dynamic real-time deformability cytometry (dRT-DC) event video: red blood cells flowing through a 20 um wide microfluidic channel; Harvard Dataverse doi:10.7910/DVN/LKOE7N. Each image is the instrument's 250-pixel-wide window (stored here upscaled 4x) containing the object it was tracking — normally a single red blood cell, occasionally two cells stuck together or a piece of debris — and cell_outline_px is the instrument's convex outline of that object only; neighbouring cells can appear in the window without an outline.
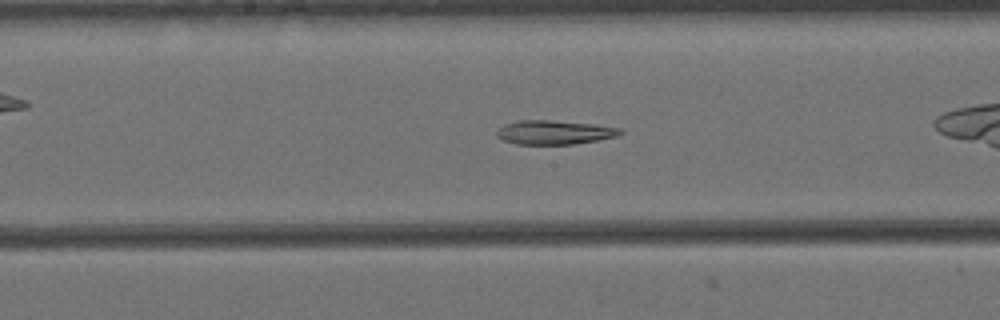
{"species": "Egyptian fruit bat (a non-hibernating species)", "species_latin": "Rousettus aegyptiacus", "temperature_condition": "cold", "stored_images_in_passage": 54, "camera_frame_rate_fps": 3000, "um_per_image_px": 0.085, "animal": {"sex": "female"}, "frame": {"image": 1, "passage_image": 24, "time_ms": 7.667, "image_size_px": [1000, 320], "cell_outline_px": [[624, 132], [620, 136], [576, 144], [516, 144], [504, 140], [496, 136], [496, 132], [504, 124], [516, 120], [548, 120], [596, 124], [620, 128]], "centroid_in_image_um": [47.15, 11.25], "position_along_channel_um": 201.0, "area_um2": 17.46}}
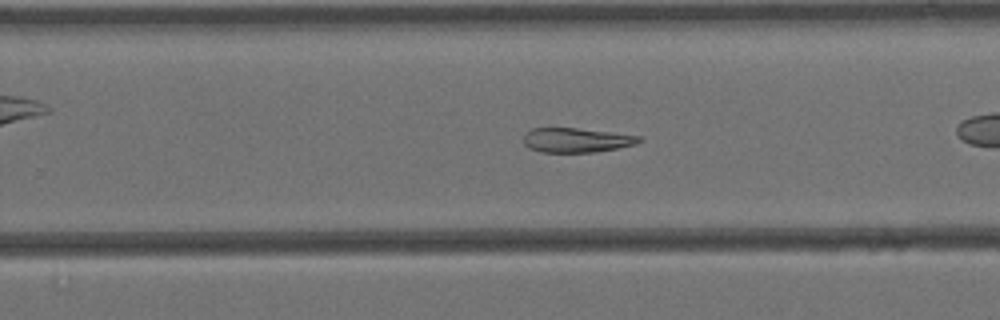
{"frame": {"image": 2, "passage_image": 31, "time_ms": 10.0, "image_size_px": [1000, 320], "cell_outline_px": [[644, 140], [636, 144], [596, 152], [540, 152], [528, 148], [524, 144], [524, 136], [532, 128], [576, 128], [612, 132], [640, 136]], "centroid_in_image_um": [49.01, 11.91], "position_along_channel_um": 280.8, "area_um2": 16.47}}